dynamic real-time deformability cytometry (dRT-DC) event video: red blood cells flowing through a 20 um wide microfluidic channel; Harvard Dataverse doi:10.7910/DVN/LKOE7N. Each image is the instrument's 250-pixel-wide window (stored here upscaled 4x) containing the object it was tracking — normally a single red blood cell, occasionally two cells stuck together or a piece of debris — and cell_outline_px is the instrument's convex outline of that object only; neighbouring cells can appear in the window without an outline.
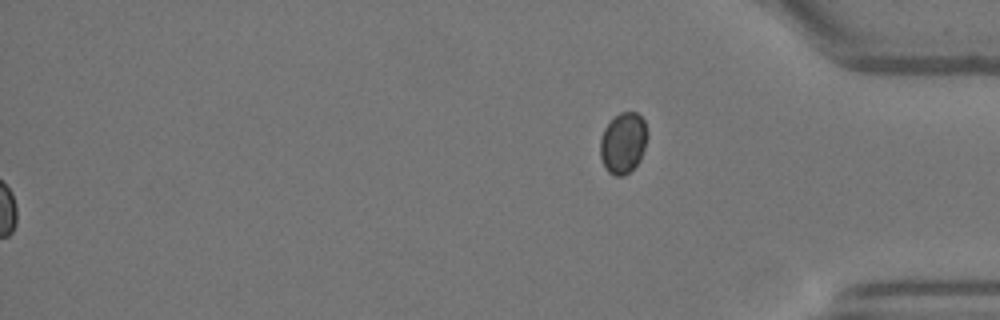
{"species": "Egyptian fruit bat (a non-hibernating species)", "species_latin": "Rousettus aegyptiacus", "temperature_condition": "warm", "stored_images_in_passage": 51, "segment_of_instrument_passage": [2, 2], "camera_frame_rate_fps": 3000, "um_per_image_px": 0.085, "animal": {"sex": "female"}, "frame": {"image": 1, "passage_image": 51, "time_ms": 16.667, "image_size_px": [1000, 320], "cell_outline_px": [[648, 136], [640, 160], [624, 176], [616, 176], [608, 172], [604, 168], [600, 156], [600, 140], [604, 128], [620, 112], [636, 112], [644, 120], [648, 132]], "centroid_in_image_um": [52.96, 12.16], "position_along_channel_um": 382.2, "area_um2": 16.76}}